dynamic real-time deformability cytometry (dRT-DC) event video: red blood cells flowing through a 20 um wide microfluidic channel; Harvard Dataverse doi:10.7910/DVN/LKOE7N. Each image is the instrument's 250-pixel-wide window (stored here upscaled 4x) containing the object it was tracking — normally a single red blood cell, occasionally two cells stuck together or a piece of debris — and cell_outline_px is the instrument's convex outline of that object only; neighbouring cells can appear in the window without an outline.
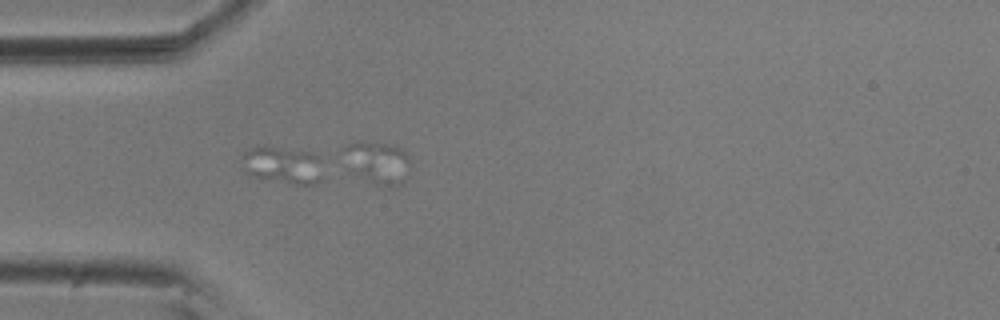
{"species": "common noctule bat (a hibernating species)", "species_latin": "Nyctalus noctula", "temperature_condition": "room temperature", "stored_images_in_passage": 18, "camera_frame_rate_fps": 3000, "um_per_image_px": 0.085, "animal": {"sex": "male", "body_mass_g": 20.5, "forearm_length_mm": 52.5}, "frame": {"image": 1, "passage_image": 5, "time_ms": 1.333, "image_size_px": [1000, 320], "cell_outline_px": [[320, 180], [316, 184], [292, 184], [256, 176], [244, 172], [240, 156], [248, 148], [256, 144], [264, 144], [300, 148], [316, 152], [320, 156]], "centroid_in_image_um": [24.0, 13.93], "position_along_channel_um": 61.0, "area_um2": 18.5}}
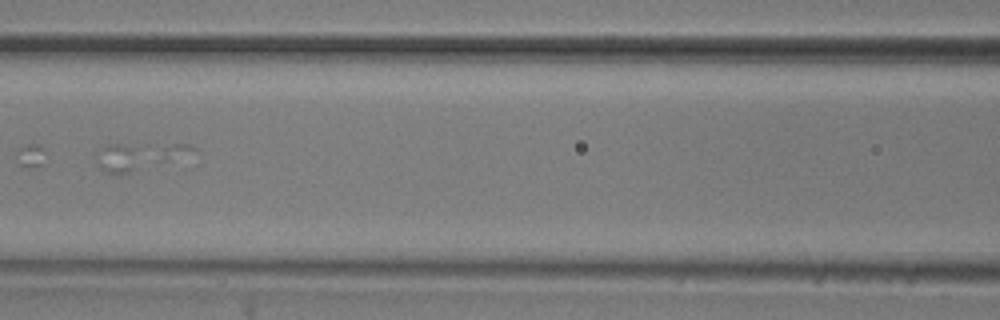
{"frame": {"image": 2, "passage_image": 14, "time_ms": 4.333, "image_size_px": [1000, 320], "cell_outline_px": [[196, 148], [168, 160], [128, 172], [104, 172], [100, 168], [92, 152], [108, 144], [188, 144]], "centroid_in_image_um": [11.59, 13.23], "position_along_channel_um": 155.0, "area_um2": 14.33}}